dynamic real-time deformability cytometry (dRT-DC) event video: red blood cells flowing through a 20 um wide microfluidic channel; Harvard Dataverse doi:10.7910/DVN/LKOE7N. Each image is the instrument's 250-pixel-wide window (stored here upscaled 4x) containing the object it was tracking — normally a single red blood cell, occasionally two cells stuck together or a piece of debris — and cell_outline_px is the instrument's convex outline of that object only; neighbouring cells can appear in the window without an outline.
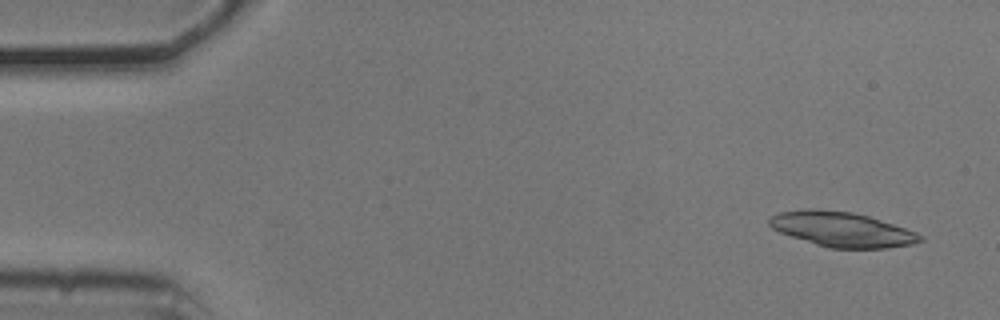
{"species": "common noctule bat (a hibernating species)", "species_latin": "Nyctalus noctula", "temperature_condition": "cold", "stored_images_in_passage": 9, "camera_frame_rate_fps": 3000, "um_per_image_px": 0.085, "animal": {"sex": "male", "body_mass_g": 20.5, "forearm_length_mm": 52.5}, "frame": {"image": 1, "passage_image": 3, "time_ms": 0.667, "image_size_px": [1000, 320], "cell_outline_px": [[924, 240], [912, 244], [888, 248], [828, 248], [780, 232], [772, 228], [768, 224], [768, 220], [772, 216], [780, 212], [804, 208], [816, 208], [852, 212], [868, 216], [916, 232], [924, 236]], "centroid_in_image_um": [71.56, 19.49], "position_along_channel_um": 13.4, "area_um2": 30.52}}